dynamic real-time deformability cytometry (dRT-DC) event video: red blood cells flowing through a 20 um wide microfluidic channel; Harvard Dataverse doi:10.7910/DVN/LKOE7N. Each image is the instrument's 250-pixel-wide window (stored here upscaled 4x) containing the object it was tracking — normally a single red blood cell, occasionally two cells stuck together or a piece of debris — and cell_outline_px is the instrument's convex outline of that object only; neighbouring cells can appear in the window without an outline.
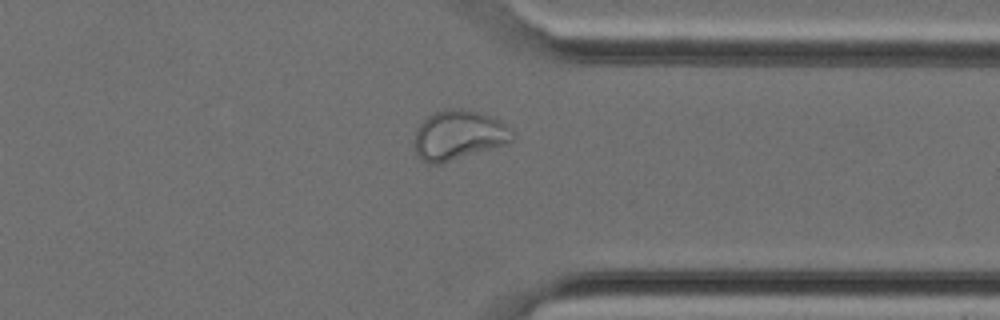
{"species": "Egyptian fruit bat (a non-hibernating species)", "species_latin": "Rousettus aegyptiacus", "temperature_condition": "cold", "stored_images_in_passage": 28, "camera_frame_rate_fps": 3000, "um_per_image_px": 0.085, "animal": {"sex": "female"}, "frame": {"image": 1, "passage_image": 20, "time_ms": 6.333, "image_size_px": [1000, 320], "cell_outline_px": [[512, 140], [508, 144], [440, 164], [428, 164], [416, 152], [416, 128], [428, 116], [444, 108], [460, 108], [476, 112], [500, 120], [512, 132]], "centroid_in_image_um": [38.99, 11.49], "position_along_channel_um": 372.4, "area_um2": 27.92}}